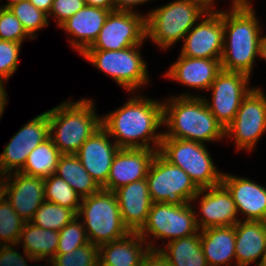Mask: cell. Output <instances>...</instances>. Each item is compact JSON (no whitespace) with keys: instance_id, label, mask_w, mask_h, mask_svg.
Wrapping results in <instances>:
<instances>
[{"instance_id":"obj_41","label":"cell","mask_w":266,"mask_h":266,"mask_svg":"<svg viewBox=\"0 0 266 266\" xmlns=\"http://www.w3.org/2000/svg\"><path fill=\"white\" fill-rule=\"evenodd\" d=\"M148 1L152 0H114V11L141 13L134 8Z\"/></svg>"},{"instance_id":"obj_30","label":"cell","mask_w":266,"mask_h":266,"mask_svg":"<svg viewBox=\"0 0 266 266\" xmlns=\"http://www.w3.org/2000/svg\"><path fill=\"white\" fill-rule=\"evenodd\" d=\"M61 155L49 137L28 155L24 167L19 172L28 176L49 177L56 172Z\"/></svg>"},{"instance_id":"obj_6","label":"cell","mask_w":266,"mask_h":266,"mask_svg":"<svg viewBox=\"0 0 266 266\" xmlns=\"http://www.w3.org/2000/svg\"><path fill=\"white\" fill-rule=\"evenodd\" d=\"M82 222L90 243L100 246L119 240L130 231L123 223L116 195L101 189L83 197L76 215Z\"/></svg>"},{"instance_id":"obj_51","label":"cell","mask_w":266,"mask_h":266,"mask_svg":"<svg viewBox=\"0 0 266 266\" xmlns=\"http://www.w3.org/2000/svg\"><path fill=\"white\" fill-rule=\"evenodd\" d=\"M4 197L3 193H2V190L0 188V200Z\"/></svg>"},{"instance_id":"obj_31","label":"cell","mask_w":266,"mask_h":266,"mask_svg":"<svg viewBox=\"0 0 266 266\" xmlns=\"http://www.w3.org/2000/svg\"><path fill=\"white\" fill-rule=\"evenodd\" d=\"M45 201L72 209L76 214L82 197L55 173L44 178Z\"/></svg>"},{"instance_id":"obj_40","label":"cell","mask_w":266,"mask_h":266,"mask_svg":"<svg viewBox=\"0 0 266 266\" xmlns=\"http://www.w3.org/2000/svg\"><path fill=\"white\" fill-rule=\"evenodd\" d=\"M14 246L16 247L14 244L0 245V266H29L26 259L31 263L37 262L25 250L21 255Z\"/></svg>"},{"instance_id":"obj_23","label":"cell","mask_w":266,"mask_h":266,"mask_svg":"<svg viewBox=\"0 0 266 266\" xmlns=\"http://www.w3.org/2000/svg\"><path fill=\"white\" fill-rule=\"evenodd\" d=\"M111 11L85 5L58 28L69 34L70 44L80 55L97 39Z\"/></svg>"},{"instance_id":"obj_12","label":"cell","mask_w":266,"mask_h":266,"mask_svg":"<svg viewBox=\"0 0 266 266\" xmlns=\"http://www.w3.org/2000/svg\"><path fill=\"white\" fill-rule=\"evenodd\" d=\"M250 80L248 75L241 72L221 70L208 89L212 93L209 96L211 99L202 96L210 112L224 128L234 120L243 98L253 88Z\"/></svg>"},{"instance_id":"obj_2","label":"cell","mask_w":266,"mask_h":266,"mask_svg":"<svg viewBox=\"0 0 266 266\" xmlns=\"http://www.w3.org/2000/svg\"><path fill=\"white\" fill-rule=\"evenodd\" d=\"M180 95V96H179ZM163 100L162 138L205 142L225 139V128L208 109L202 94L182 93Z\"/></svg>"},{"instance_id":"obj_34","label":"cell","mask_w":266,"mask_h":266,"mask_svg":"<svg viewBox=\"0 0 266 266\" xmlns=\"http://www.w3.org/2000/svg\"><path fill=\"white\" fill-rule=\"evenodd\" d=\"M25 223L26 221L16 213L9 201L3 197L0 200V245H16Z\"/></svg>"},{"instance_id":"obj_4","label":"cell","mask_w":266,"mask_h":266,"mask_svg":"<svg viewBox=\"0 0 266 266\" xmlns=\"http://www.w3.org/2000/svg\"><path fill=\"white\" fill-rule=\"evenodd\" d=\"M93 99H67L48 110L49 137L61 154H75L101 127Z\"/></svg>"},{"instance_id":"obj_17","label":"cell","mask_w":266,"mask_h":266,"mask_svg":"<svg viewBox=\"0 0 266 266\" xmlns=\"http://www.w3.org/2000/svg\"><path fill=\"white\" fill-rule=\"evenodd\" d=\"M0 188L16 213L26 222L33 219L35 212L45 201L42 177L12 172L0 177Z\"/></svg>"},{"instance_id":"obj_19","label":"cell","mask_w":266,"mask_h":266,"mask_svg":"<svg viewBox=\"0 0 266 266\" xmlns=\"http://www.w3.org/2000/svg\"><path fill=\"white\" fill-rule=\"evenodd\" d=\"M231 193L243 220L266 222V187L252 179L223 173L221 182Z\"/></svg>"},{"instance_id":"obj_32","label":"cell","mask_w":266,"mask_h":266,"mask_svg":"<svg viewBox=\"0 0 266 266\" xmlns=\"http://www.w3.org/2000/svg\"><path fill=\"white\" fill-rule=\"evenodd\" d=\"M76 215L77 214L70 208L44 201L35 212V215L30 222L40 228L56 230L59 232L65 225L75 218Z\"/></svg>"},{"instance_id":"obj_22","label":"cell","mask_w":266,"mask_h":266,"mask_svg":"<svg viewBox=\"0 0 266 266\" xmlns=\"http://www.w3.org/2000/svg\"><path fill=\"white\" fill-rule=\"evenodd\" d=\"M120 214L130 232H139L146 224L153 204L147 179L134 181L114 191Z\"/></svg>"},{"instance_id":"obj_13","label":"cell","mask_w":266,"mask_h":266,"mask_svg":"<svg viewBox=\"0 0 266 266\" xmlns=\"http://www.w3.org/2000/svg\"><path fill=\"white\" fill-rule=\"evenodd\" d=\"M146 14L112 11L86 50H122L146 42Z\"/></svg>"},{"instance_id":"obj_20","label":"cell","mask_w":266,"mask_h":266,"mask_svg":"<svg viewBox=\"0 0 266 266\" xmlns=\"http://www.w3.org/2000/svg\"><path fill=\"white\" fill-rule=\"evenodd\" d=\"M158 150L120 148L111 165L107 178V191L128 185L147 177L150 164Z\"/></svg>"},{"instance_id":"obj_48","label":"cell","mask_w":266,"mask_h":266,"mask_svg":"<svg viewBox=\"0 0 266 266\" xmlns=\"http://www.w3.org/2000/svg\"><path fill=\"white\" fill-rule=\"evenodd\" d=\"M6 1H7L6 4H4L2 6L0 5L1 8H9V7H11L12 5L18 3L21 0H6Z\"/></svg>"},{"instance_id":"obj_27","label":"cell","mask_w":266,"mask_h":266,"mask_svg":"<svg viewBox=\"0 0 266 266\" xmlns=\"http://www.w3.org/2000/svg\"><path fill=\"white\" fill-rule=\"evenodd\" d=\"M58 240V231L43 229L31 222H26L16 246L19 247L22 244V250H25L37 262L46 260L48 264L57 253Z\"/></svg>"},{"instance_id":"obj_7","label":"cell","mask_w":266,"mask_h":266,"mask_svg":"<svg viewBox=\"0 0 266 266\" xmlns=\"http://www.w3.org/2000/svg\"><path fill=\"white\" fill-rule=\"evenodd\" d=\"M141 47L142 45H136L122 50H85L80 56L112 78L124 91L132 94L147 86L150 81Z\"/></svg>"},{"instance_id":"obj_36","label":"cell","mask_w":266,"mask_h":266,"mask_svg":"<svg viewBox=\"0 0 266 266\" xmlns=\"http://www.w3.org/2000/svg\"><path fill=\"white\" fill-rule=\"evenodd\" d=\"M88 243L83 222L76 216L59 231L57 253H67Z\"/></svg>"},{"instance_id":"obj_15","label":"cell","mask_w":266,"mask_h":266,"mask_svg":"<svg viewBox=\"0 0 266 266\" xmlns=\"http://www.w3.org/2000/svg\"><path fill=\"white\" fill-rule=\"evenodd\" d=\"M223 38V11L210 9L184 36L180 55L221 59Z\"/></svg>"},{"instance_id":"obj_5","label":"cell","mask_w":266,"mask_h":266,"mask_svg":"<svg viewBox=\"0 0 266 266\" xmlns=\"http://www.w3.org/2000/svg\"><path fill=\"white\" fill-rule=\"evenodd\" d=\"M209 10L199 0H175L151 8L146 13V39L164 51L173 48Z\"/></svg>"},{"instance_id":"obj_10","label":"cell","mask_w":266,"mask_h":266,"mask_svg":"<svg viewBox=\"0 0 266 266\" xmlns=\"http://www.w3.org/2000/svg\"><path fill=\"white\" fill-rule=\"evenodd\" d=\"M146 179L153 203L191 202L200 190L184 170L167 161L159 152L150 164Z\"/></svg>"},{"instance_id":"obj_49","label":"cell","mask_w":266,"mask_h":266,"mask_svg":"<svg viewBox=\"0 0 266 266\" xmlns=\"http://www.w3.org/2000/svg\"><path fill=\"white\" fill-rule=\"evenodd\" d=\"M251 1L252 0H232L231 1L232 3H230V5L232 4L231 7H233V6L238 5L240 3L252 4Z\"/></svg>"},{"instance_id":"obj_21","label":"cell","mask_w":266,"mask_h":266,"mask_svg":"<svg viewBox=\"0 0 266 266\" xmlns=\"http://www.w3.org/2000/svg\"><path fill=\"white\" fill-rule=\"evenodd\" d=\"M176 59L166 71L165 78L195 90L208 92L216 75L222 70L221 59L193 58L180 54Z\"/></svg>"},{"instance_id":"obj_37","label":"cell","mask_w":266,"mask_h":266,"mask_svg":"<svg viewBox=\"0 0 266 266\" xmlns=\"http://www.w3.org/2000/svg\"><path fill=\"white\" fill-rule=\"evenodd\" d=\"M22 43L0 40V84L10 80L19 66Z\"/></svg>"},{"instance_id":"obj_38","label":"cell","mask_w":266,"mask_h":266,"mask_svg":"<svg viewBox=\"0 0 266 266\" xmlns=\"http://www.w3.org/2000/svg\"><path fill=\"white\" fill-rule=\"evenodd\" d=\"M32 38L9 8L0 7V40L23 43Z\"/></svg>"},{"instance_id":"obj_50","label":"cell","mask_w":266,"mask_h":266,"mask_svg":"<svg viewBox=\"0 0 266 266\" xmlns=\"http://www.w3.org/2000/svg\"><path fill=\"white\" fill-rule=\"evenodd\" d=\"M262 266H266V245H265V252H264Z\"/></svg>"},{"instance_id":"obj_44","label":"cell","mask_w":266,"mask_h":266,"mask_svg":"<svg viewBox=\"0 0 266 266\" xmlns=\"http://www.w3.org/2000/svg\"><path fill=\"white\" fill-rule=\"evenodd\" d=\"M36 8L49 15L53 0H29Z\"/></svg>"},{"instance_id":"obj_45","label":"cell","mask_w":266,"mask_h":266,"mask_svg":"<svg viewBox=\"0 0 266 266\" xmlns=\"http://www.w3.org/2000/svg\"><path fill=\"white\" fill-rule=\"evenodd\" d=\"M4 86L6 85L0 84V119L4 113L5 107L7 106L8 102V95Z\"/></svg>"},{"instance_id":"obj_3","label":"cell","mask_w":266,"mask_h":266,"mask_svg":"<svg viewBox=\"0 0 266 266\" xmlns=\"http://www.w3.org/2000/svg\"><path fill=\"white\" fill-rule=\"evenodd\" d=\"M252 4L240 3L223 10V52L221 69L252 76L259 42L263 36Z\"/></svg>"},{"instance_id":"obj_29","label":"cell","mask_w":266,"mask_h":266,"mask_svg":"<svg viewBox=\"0 0 266 266\" xmlns=\"http://www.w3.org/2000/svg\"><path fill=\"white\" fill-rule=\"evenodd\" d=\"M55 174L65 180L82 198L102 189L75 154H62Z\"/></svg>"},{"instance_id":"obj_18","label":"cell","mask_w":266,"mask_h":266,"mask_svg":"<svg viewBox=\"0 0 266 266\" xmlns=\"http://www.w3.org/2000/svg\"><path fill=\"white\" fill-rule=\"evenodd\" d=\"M110 138L101 126L75 153L82 166L104 190H107V178L113 159L120 149L116 142Z\"/></svg>"},{"instance_id":"obj_26","label":"cell","mask_w":266,"mask_h":266,"mask_svg":"<svg viewBox=\"0 0 266 266\" xmlns=\"http://www.w3.org/2000/svg\"><path fill=\"white\" fill-rule=\"evenodd\" d=\"M200 237L208 266L236 265L234 225L203 229Z\"/></svg>"},{"instance_id":"obj_11","label":"cell","mask_w":266,"mask_h":266,"mask_svg":"<svg viewBox=\"0 0 266 266\" xmlns=\"http://www.w3.org/2000/svg\"><path fill=\"white\" fill-rule=\"evenodd\" d=\"M261 86L243 98L234 120L225 128V138L234 141L237 151L251 152L266 132V94Z\"/></svg>"},{"instance_id":"obj_24","label":"cell","mask_w":266,"mask_h":266,"mask_svg":"<svg viewBox=\"0 0 266 266\" xmlns=\"http://www.w3.org/2000/svg\"><path fill=\"white\" fill-rule=\"evenodd\" d=\"M234 228L236 265L254 263L262 266L266 245V222L242 219Z\"/></svg>"},{"instance_id":"obj_35","label":"cell","mask_w":266,"mask_h":266,"mask_svg":"<svg viewBox=\"0 0 266 266\" xmlns=\"http://www.w3.org/2000/svg\"><path fill=\"white\" fill-rule=\"evenodd\" d=\"M99 246L88 243L67 253H56L49 266H98Z\"/></svg>"},{"instance_id":"obj_42","label":"cell","mask_w":266,"mask_h":266,"mask_svg":"<svg viewBox=\"0 0 266 266\" xmlns=\"http://www.w3.org/2000/svg\"><path fill=\"white\" fill-rule=\"evenodd\" d=\"M141 266H170L166 259L158 252L152 251L144 257Z\"/></svg>"},{"instance_id":"obj_9","label":"cell","mask_w":266,"mask_h":266,"mask_svg":"<svg viewBox=\"0 0 266 266\" xmlns=\"http://www.w3.org/2000/svg\"><path fill=\"white\" fill-rule=\"evenodd\" d=\"M206 144L162 138L158 152L170 163L184 170L199 189L221 184L223 171L215 166Z\"/></svg>"},{"instance_id":"obj_1","label":"cell","mask_w":266,"mask_h":266,"mask_svg":"<svg viewBox=\"0 0 266 266\" xmlns=\"http://www.w3.org/2000/svg\"><path fill=\"white\" fill-rule=\"evenodd\" d=\"M134 94L115 111L101 117V126L119 148L159 150L163 132V100Z\"/></svg>"},{"instance_id":"obj_47","label":"cell","mask_w":266,"mask_h":266,"mask_svg":"<svg viewBox=\"0 0 266 266\" xmlns=\"http://www.w3.org/2000/svg\"><path fill=\"white\" fill-rule=\"evenodd\" d=\"M202 1L209 9L215 10L216 0H199Z\"/></svg>"},{"instance_id":"obj_28","label":"cell","mask_w":266,"mask_h":266,"mask_svg":"<svg viewBox=\"0 0 266 266\" xmlns=\"http://www.w3.org/2000/svg\"><path fill=\"white\" fill-rule=\"evenodd\" d=\"M165 243L167 244H164L158 252L170 266H208L201 247L200 230L195 234Z\"/></svg>"},{"instance_id":"obj_25","label":"cell","mask_w":266,"mask_h":266,"mask_svg":"<svg viewBox=\"0 0 266 266\" xmlns=\"http://www.w3.org/2000/svg\"><path fill=\"white\" fill-rule=\"evenodd\" d=\"M149 252L147 242L138 232H130L119 240L99 246L98 266H141Z\"/></svg>"},{"instance_id":"obj_14","label":"cell","mask_w":266,"mask_h":266,"mask_svg":"<svg viewBox=\"0 0 266 266\" xmlns=\"http://www.w3.org/2000/svg\"><path fill=\"white\" fill-rule=\"evenodd\" d=\"M48 138V111H45L25 123L4 146L0 155V177L19 172L24 167L28 155Z\"/></svg>"},{"instance_id":"obj_43","label":"cell","mask_w":266,"mask_h":266,"mask_svg":"<svg viewBox=\"0 0 266 266\" xmlns=\"http://www.w3.org/2000/svg\"><path fill=\"white\" fill-rule=\"evenodd\" d=\"M87 6L114 11V0H84Z\"/></svg>"},{"instance_id":"obj_46","label":"cell","mask_w":266,"mask_h":266,"mask_svg":"<svg viewBox=\"0 0 266 266\" xmlns=\"http://www.w3.org/2000/svg\"><path fill=\"white\" fill-rule=\"evenodd\" d=\"M258 58L266 61V35H263L259 42Z\"/></svg>"},{"instance_id":"obj_39","label":"cell","mask_w":266,"mask_h":266,"mask_svg":"<svg viewBox=\"0 0 266 266\" xmlns=\"http://www.w3.org/2000/svg\"><path fill=\"white\" fill-rule=\"evenodd\" d=\"M84 0H53L48 18H55L58 27L85 6Z\"/></svg>"},{"instance_id":"obj_33","label":"cell","mask_w":266,"mask_h":266,"mask_svg":"<svg viewBox=\"0 0 266 266\" xmlns=\"http://www.w3.org/2000/svg\"><path fill=\"white\" fill-rule=\"evenodd\" d=\"M9 9L32 39L38 37V34H36L38 30L49 26L50 19L48 15L36 8L29 0H21Z\"/></svg>"},{"instance_id":"obj_52","label":"cell","mask_w":266,"mask_h":266,"mask_svg":"<svg viewBox=\"0 0 266 266\" xmlns=\"http://www.w3.org/2000/svg\"><path fill=\"white\" fill-rule=\"evenodd\" d=\"M235 266H249V265H235ZM258 266H260V265H258Z\"/></svg>"},{"instance_id":"obj_8","label":"cell","mask_w":266,"mask_h":266,"mask_svg":"<svg viewBox=\"0 0 266 266\" xmlns=\"http://www.w3.org/2000/svg\"><path fill=\"white\" fill-rule=\"evenodd\" d=\"M194 207L191 202L153 203L146 224L138 234L152 251H158L161 248L160 244L158 246L154 244L157 240L162 241L164 245L166 239L169 242L195 234L199 229L195 221Z\"/></svg>"},{"instance_id":"obj_16","label":"cell","mask_w":266,"mask_h":266,"mask_svg":"<svg viewBox=\"0 0 266 266\" xmlns=\"http://www.w3.org/2000/svg\"><path fill=\"white\" fill-rule=\"evenodd\" d=\"M197 200L198 203H195ZM192 202L196 204V207L200 205L199 211L194 208L195 221L200 231L210 227L235 225L243 219L237 213L231 193L222 183L200 189L192 198Z\"/></svg>"}]
</instances>
